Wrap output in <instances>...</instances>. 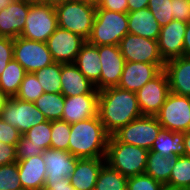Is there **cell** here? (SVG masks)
I'll list each match as a JSON object with an SVG mask.
<instances>
[{"instance_id":"cell-1","label":"cell","mask_w":190,"mask_h":190,"mask_svg":"<svg viewBox=\"0 0 190 190\" xmlns=\"http://www.w3.org/2000/svg\"><path fill=\"white\" fill-rule=\"evenodd\" d=\"M98 116L107 133L112 136L120 128L143 115L136 92L117 86L99 91Z\"/></svg>"},{"instance_id":"cell-2","label":"cell","mask_w":190,"mask_h":190,"mask_svg":"<svg viewBox=\"0 0 190 190\" xmlns=\"http://www.w3.org/2000/svg\"><path fill=\"white\" fill-rule=\"evenodd\" d=\"M110 135L99 116L70 125L68 151L77 158H105Z\"/></svg>"},{"instance_id":"cell-3","label":"cell","mask_w":190,"mask_h":190,"mask_svg":"<svg viewBox=\"0 0 190 190\" xmlns=\"http://www.w3.org/2000/svg\"><path fill=\"white\" fill-rule=\"evenodd\" d=\"M54 7L58 27L69 30L87 41L94 24L96 6L83 0H61L54 3Z\"/></svg>"},{"instance_id":"cell-4","label":"cell","mask_w":190,"mask_h":190,"mask_svg":"<svg viewBox=\"0 0 190 190\" xmlns=\"http://www.w3.org/2000/svg\"><path fill=\"white\" fill-rule=\"evenodd\" d=\"M148 153L149 150L119 142L112 135L108 140L105 163L129 178L145 173Z\"/></svg>"},{"instance_id":"cell-5","label":"cell","mask_w":190,"mask_h":190,"mask_svg":"<svg viewBox=\"0 0 190 190\" xmlns=\"http://www.w3.org/2000/svg\"><path fill=\"white\" fill-rule=\"evenodd\" d=\"M127 33V13L96 8L94 24L87 42L95 46L119 45Z\"/></svg>"},{"instance_id":"cell-6","label":"cell","mask_w":190,"mask_h":190,"mask_svg":"<svg viewBox=\"0 0 190 190\" xmlns=\"http://www.w3.org/2000/svg\"><path fill=\"white\" fill-rule=\"evenodd\" d=\"M58 28L53 2L31 4L21 37L38 42H47Z\"/></svg>"},{"instance_id":"cell-7","label":"cell","mask_w":190,"mask_h":190,"mask_svg":"<svg viewBox=\"0 0 190 190\" xmlns=\"http://www.w3.org/2000/svg\"><path fill=\"white\" fill-rule=\"evenodd\" d=\"M163 130L156 116L143 115L124 127L113 136L122 143L131 144L151 150L154 140Z\"/></svg>"},{"instance_id":"cell-8","label":"cell","mask_w":190,"mask_h":190,"mask_svg":"<svg viewBox=\"0 0 190 190\" xmlns=\"http://www.w3.org/2000/svg\"><path fill=\"white\" fill-rule=\"evenodd\" d=\"M155 116L165 130L190 131V97L170 92Z\"/></svg>"},{"instance_id":"cell-9","label":"cell","mask_w":190,"mask_h":190,"mask_svg":"<svg viewBox=\"0 0 190 190\" xmlns=\"http://www.w3.org/2000/svg\"><path fill=\"white\" fill-rule=\"evenodd\" d=\"M13 56L26 73H34L55 62L46 42L29 40L21 36L14 38Z\"/></svg>"},{"instance_id":"cell-10","label":"cell","mask_w":190,"mask_h":190,"mask_svg":"<svg viewBox=\"0 0 190 190\" xmlns=\"http://www.w3.org/2000/svg\"><path fill=\"white\" fill-rule=\"evenodd\" d=\"M1 118L11 126L16 127L21 135L33 126L47 121L34 102H27L16 97L9 98L2 111Z\"/></svg>"},{"instance_id":"cell-11","label":"cell","mask_w":190,"mask_h":190,"mask_svg":"<svg viewBox=\"0 0 190 190\" xmlns=\"http://www.w3.org/2000/svg\"><path fill=\"white\" fill-rule=\"evenodd\" d=\"M118 46L125 62L166 63L160 54L158 40H151L127 33L120 40Z\"/></svg>"},{"instance_id":"cell-12","label":"cell","mask_w":190,"mask_h":190,"mask_svg":"<svg viewBox=\"0 0 190 190\" xmlns=\"http://www.w3.org/2000/svg\"><path fill=\"white\" fill-rule=\"evenodd\" d=\"M170 93L169 80L163 70L158 76L143 85L137 92V101L142 115L155 116Z\"/></svg>"},{"instance_id":"cell-13","label":"cell","mask_w":190,"mask_h":190,"mask_svg":"<svg viewBox=\"0 0 190 190\" xmlns=\"http://www.w3.org/2000/svg\"><path fill=\"white\" fill-rule=\"evenodd\" d=\"M101 63L100 80L95 85L98 91L110 87H117L120 81L125 59L118 45L98 46Z\"/></svg>"},{"instance_id":"cell-14","label":"cell","mask_w":190,"mask_h":190,"mask_svg":"<svg viewBox=\"0 0 190 190\" xmlns=\"http://www.w3.org/2000/svg\"><path fill=\"white\" fill-rule=\"evenodd\" d=\"M85 42L86 40L81 36L58 27L46 43L53 60L57 63L67 64L75 62Z\"/></svg>"},{"instance_id":"cell-15","label":"cell","mask_w":190,"mask_h":190,"mask_svg":"<svg viewBox=\"0 0 190 190\" xmlns=\"http://www.w3.org/2000/svg\"><path fill=\"white\" fill-rule=\"evenodd\" d=\"M51 145V121L33 126L21 135L16 145V159H29L43 154V151Z\"/></svg>"},{"instance_id":"cell-16","label":"cell","mask_w":190,"mask_h":190,"mask_svg":"<svg viewBox=\"0 0 190 190\" xmlns=\"http://www.w3.org/2000/svg\"><path fill=\"white\" fill-rule=\"evenodd\" d=\"M164 67L165 64L125 62L118 87L137 92L143 85L158 76Z\"/></svg>"},{"instance_id":"cell-17","label":"cell","mask_w":190,"mask_h":190,"mask_svg":"<svg viewBox=\"0 0 190 190\" xmlns=\"http://www.w3.org/2000/svg\"><path fill=\"white\" fill-rule=\"evenodd\" d=\"M186 22L172 20L166 26L161 27L158 47L165 62L184 56V35Z\"/></svg>"},{"instance_id":"cell-18","label":"cell","mask_w":190,"mask_h":190,"mask_svg":"<svg viewBox=\"0 0 190 190\" xmlns=\"http://www.w3.org/2000/svg\"><path fill=\"white\" fill-rule=\"evenodd\" d=\"M99 94H82L65 97L62 119L74 124L98 116Z\"/></svg>"},{"instance_id":"cell-19","label":"cell","mask_w":190,"mask_h":190,"mask_svg":"<svg viewBox=\"0 0 190 190\" xmlns=\"http://www.w3.org/2000/svg\"><path fill=\"white\" fill-rule=\"evenodd\" d=\"M69 151L48 148L43 151V161L46 167L45 181H59L69 178L75 170L77 161Z\"/></svg>"},{"instance_id":"cell-20","label":"cell","mask_w":190,"mask_h":190,"mask_svg":"<svg viewBox=\"0 0 190 190\" xmlns=\"http://www.w3.org/2000/svg\"><path fill=\"white\" fill-rule=\"evenodd\" d=\"M30 3L15 0L0 11V36L17 38L24 30Z\"/></svg>"},{"instance_id":"cell-21","label":"cell","mask_w":190,"mask_h":190,"mask_svg":"<svg viewBox=\"0 0 190 190\" xmlns=\"http://www.w3.org/2000/svg\"><path fill=\"white\" fill-rule=\"evenodd\" d=\"M61 93L65 97H74L82 94H99L84 74L74 63L62 64L61 66Z\"/></svg>"},{"instance_id":"cell-22","label":"cell","mask_w":190,"mask_h":190,"mask_svg":"<svg viewBox=\"0 0 190 190\" xmlns=\"http://www.w3.org/2000/svg\"><path fill=\"white\" fill-rule=\"evenodd\" d=\"M170 92L190 97V56H181L165 63Z\"/></svg>"},{"instance_id":"cell-23","label":"cell","mask_w":190,"mask_h":190,"mask_svg":"<svg viewBox=\"0 0 190 190\" xmlns=\"http://www.w3.org/2000/svg\"><path fill=\"white\" fill-rule=\"evenodd\" d=\"M19 180L23 190H43L46 167L43 154L17 161Z\"/></svg>"},{"instance_id":"cell-24","label":"cell","mask_w":190,"mask_h":190,"mask_svg":"<svg viewBox=\"0 0 190 190\" xmlns=\"http://www.w3.org/2000/svg\"><path fill=\"white\" fill-rule=\"evenodd\" d=\"M105 158H81L77 161L75 170L69 181L75 190H94L98 175Z\"/></svg>"},{"instance_id":"cell-25","label":"cell","mask_w":190,"mask_h":190,"mask_svg":"<svg viewBox=\"0 0 190 190\" xmlns=\"http://www.w3.org/2000/svg\"><path fill=\"white\" fill-rule=\"evenodd\" d=\"M128 32L151 40H158L161 26L149 8L127 12Z\"/></svg>"},{"instance_id":"cell-26","label":"cell","mask_w":190,"mask_h":190,"mask_svg":"<svg viewBox=\"0 0 190 190\" xmlns=\"http://www.w3.org/2000/svg\"><path fill=\"white\" fill-rule=\"evenodd\" d=\"M74 64L92 84L96 85L99 82L101 63L98 46L86 41L82 45Z\"/></svg>"},{"instance_id":"cell-27","label":"cell","mask_w":190,"mask_h":190,"mask_svg":"<svg viewBox=\"0 0 190 190\" xmlns=\"http://www.w3.org/2000/svg\"><path fill=\"white\" fill-rule=\"evenodd\" d=\"M177 160L178 155L164 157L159 153L149 151L145 173L165 186Z\"/></svg>"},{"instance_id":"cell-28","label":"cell","mask_w":190,"mask_h":190,"mask_svg":"<svg viewBox=\"0 0 190 190\" xmlns=\"http://www.w3.org/2000/svg\"><path fill=\"white\" fill-rule=\"evenodd\" d=\"M184 132H173L163 129L154 140L150 151L159 153L164 157L183 155L182 146Z\"/></svg>"},{"instance_id":"cell-29","label":"cell","mask_w":190,"mask_h":190,"mask_svg":"<svg viewBox=\"0 0 190 190\" xmlns=\"http://www.w3.org/2000/svg\"><path fill=\"white\" fill-rule=\"evenodd\" d=\"M26 71L14 58L0 75V89L9 97H15L19 91Z\"/></svg>"},{"instance_id":"cell-30","label":"cell","mask_w":190,"mask_h":190,"mask_svg":"<svg viewBox=\"0 0 190 190\" xmlns=\"http://www.w3.org/2000/svg\"><path fill=\"white\" fill-rule=\"evenodd\" d=\"M65 96L62 93L44 92L34 101L35 106L44 114L47 120L62 119Z\"/></svg>"},{"instance_id":"cell-31","label":"cell","mask_w":190,"mask_h":190,"mask_svg":"<svg viewBox=\"0 0 190 190\" xmlns=\"http://www.w3.org/2000/svg\"><path fill=\"white\" fill-rule=\"evenodd\" d=\"M165 188L166 190H190V157L178 156Z\"/></svg>"},{"instance_id":"cell-32","label":"cell","mask_w":190,"mask_h":190,"mask_svg":"<svg viewBox=\"0 0 190 190\" xmlns=\"http://www.w3.org/2000/svg\"><path fill=\"white\" fill-rule=\"evenodd\" d=\"M61 66L62 63L54 62L34 72L44 92L61 93Z\"/></svg>"},{"instance_id":"cell-33","label":"cell","mask_w":190,"mask_h":190,"mask_svg":"<svg viewBox=\"0 0 190 190\" xmlns=\"http://www.w3.org/2000/svg\"><path fill=\"white\" fill-rule=\"evenodd\" d=\"M127 179L119 171L104 163L98 175L94 190H126Z\"/></svg>"},{"instance_id":"cell-34","label":"cell","mask_w":190,"mask_h":190,"mask_svg":"<svg viewBox=\"0 0 190 190\" xmlns=\"http://www.w3.org/2000/svg\"><path fill=\"white\" fill-rule=\"evenodd\" d=\"M44 93V90L39 83L34 73H26L21 82L16 98L27 102H34Z\"/></svg>"},{"instance_id":"cell-35","label":"cell","mask_w":190,"mask_h":190,"mask_svg":"<svg viewBox=\"0 0 190 190\" xmlns=\"http://www.w3.org/2000/svg\"><path fill=\"white\" fill-rule=\"evenodd\" d=\"M70 124L64 120L51 121L50 148L68 151Z\"/></svg>"},{"instance_id":"cell-36","label":"cell","mask_w":190,"mask_h":190,"mask_svg":"<svg viewBox=\"0 0 190 190\" xmlns=\"http://www.w3.org/2000/svg\"><path fill=\"white\" fill-rule=\"evenodd\" d=\"M148 8L161 27L174 20L173 0H149Z\"/></svg>"},{"instance_id":"cell-37","label":"cell","mask_w":190,"mask_h":190,"mask_svg":"<svg viewBox=\"0 0 190 190\" xmlns=\"http://www.w3.org/2000/svg\"><path fill=\"white\" fill-rule=\"evenodd\" d=\"M0 190H23L17 162L0 166Z\"/></svg>"},{"instance_id":"cell-38","label":"cell","mask_w":190,"mask_h":190,"mask_svg":"<svg viewBox=\"0 0 190 190\" xmlns=\"http://www.w3.org/2000/svg\"><path fill=\"white\" fill-rule=\"evenodd\" d=\"M126 190H166V188L162 183L144 173L129 177Z\"/></svg>"},{"instance_id":"cell-39","label":"cell","mask_w":190,"mask_h":190,"mask_svg":"<svg viewBox=\"0 0 190 190\" xmlns=\"http://www.w3.org/2000/svg\"><path fill=\"white\" fill-rule=\"evenodd\" d=\"M14 38L0 36V75L7 67L13 56Z\"/></svg>"},{"instance_id":"cell-40","label":"cell","mask_w":190,"mask_h":190,"mask_svg":"<svg viewBox=\"0 0 190 190\" xmlns=\"http://www.w3.org/2000/svg\"><path fill=\"white\" fill-rule=\"evenodd\" d=\"M21 137L20 132L14 126L0 118V142L8 145H17Z\"/></svg>"},{"instance_id":"cell-41","label":"cell","mask_w":190,"mask_h":190,"mask_svg":"<svg viewBox=\"0 0 190 190\" xmlns=\"http://www.w3.org/2000/svg\"><path fill=\"white\" fill-rule=\"evenodd\" d=\"M173 18L180 22H190L189 0H173Z\"/></svg>"},{"instance_id":"cell-42","label":"cell","mask_w":190,"mask_h":190,"mask_svg":"<svg viewBox=\"0 0 190 190\" xmlns=\"http://www.w3.org/2000/svg\"><path fill=\"white\" fill-rule=\"evenodd\" d=\"M17 162L16 145H8L0 142V166Z\"/></svg>"},{"instance_id":"cell-43","label":"cell","mask_w":190,"mask_h":190,"mask_svg":"<svg viewBox=\"0 0 190 190\" xmlns=\"http://www.w3.org/2000/svg\"><path fill=\"white\" fill-rule=\"evenodd\" d=\"M96 8L127 13L128 2L127 0H102Z\"/></svg>"},{"instance_id":"cell-44","label":"cell","mask_w":190,"mask_h":190,"mask_svg":"<svg viewBox=\"0 0 190 190\" xmlns=\"http://www.w3.org/2000/svg\"><path fill=\"white\" fill-rule=\"evenodd\" d=\"M43 190H75L71 185L69 178L59 181H45Z\"/></svg>"},{"instance_id":"cell-45","label":"cell","mask_w":190,"mask_h":190,"mask_svg":"<svg viewBox=\"0 0 190 190\" xmlns=\"http://www.w3.org/2000/svg\"><path fill=\"white\" fill-rule=\"evenodd\" d=\"M128 12L144 9L148 7L149 0H127Z\"/></svg>"},{"instance_id":"cell-46","label":"cell","mask_w":190,"mask_h":190,"mask_svg":"<svg viewBox=\"0 0 190 190\" xmlns=\"http://www.w3.org/2000/svg\"><path fill=\"white\" fill-rule=\"evenodd\" d=\"M184 56H190V22L187 23L184 35Z\"/></svg>"},{"instance_id":"cell-47","label":"cell","mask_w":190,"mask_h":190,"mask_svg":"<svg viewBox=\"0 0 190 190\" xmlns=\"http://www.w3.org/2000/svg\"><path fill=\"white\" fill-rule=\"evenodd\" d=\"M183 155L190 157V131L184 132Z\"/></svg>"},{"instance_id":"cell-48","label":"cell","mask_w":190,"mask_h":190,"mask_svg":"<svg viewBox=\"0 0 190 190\" xmlns=\"http://www.w3.org/2000/svg\"><path fill=\"white\" fill-rule=\"evenodd\" d=\"M8 100L9 97L0 89V118L2 117V111Z\"/></svg>"},{"instance_id":"cell-49","label":"cell","mask_w":190,"mask_h":190,"mask_svg":"<svg viewBox=\"0 0 190 190\" xmlns=\"http://www.w3.org/2000/svg\"><path fill=\"white\" fill-rule=\"evenodd\" d=\"M15 0H0V11L13 3Z\"/></svg>"},{"instance_id":"cell-50","label":"cell","mask_w":190,"mask_h":190,"mask_svg":"<svg viewBox=\"0 0 190 190\" xmlns=\"http://www.w3.org/2000/svg\"><path fill=\"white\" fill-rule=\"evenodd\" d=\"M24 1H26L27 3H30V4L52 2V0H24Z\"/></svg>"},{"instance_id":"cell-51","label":"cell","mask_w":190,"mask_h":190,"mask_svg":"<svg viewBox=\"0 0 190 190\" xmlns=\"http://www.w3.org/2000/svg\"><path fill=\"white\" fill-rule=\"evenodd\" d=\"M83 1H85V2H87V3H90V4H93V5H95V6H98L99 3H100L102 0H83Z\"/></svg>"},{"instance_id":"cell-52","label":"cell","mask_w":190,"mask_h":190,"mask_svg":"<svg viewBox=\"0 0 190 190\" xmlns=\"http://www.w3.org/2000/svg\"><path fill=\"white\" fill-rule=\"evenodd\" d=\"M58 1H61V0H52L53 3H56V2H58Z\"/></svg>"}]
</instances>
